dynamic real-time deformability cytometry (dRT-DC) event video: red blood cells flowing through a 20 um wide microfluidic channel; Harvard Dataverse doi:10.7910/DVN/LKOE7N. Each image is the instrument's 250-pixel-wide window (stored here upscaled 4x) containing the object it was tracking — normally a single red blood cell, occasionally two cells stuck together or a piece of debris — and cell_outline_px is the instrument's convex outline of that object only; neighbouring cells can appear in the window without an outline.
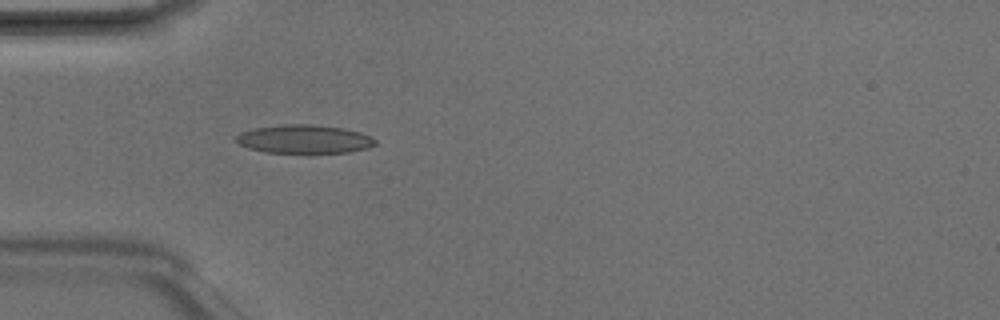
{"species": "Egyptian fruit bat (a non-hibernating species)", "species_latin": "Rousettus aegyptiacus", "temperature_condition": "room temperature", "stored_images_in_passage": 4, "camera_frame_rate_fps": 3000, "um_per_image_px": 0.085, "animal": {"sex": "male"}, "frame": {"image": 1, "passage_image": 4, "time_ms": 1.0, "image_size_px": [1000, 320], "cell_outline_px": [[376, 144], [364, 148], [348, 152], [264, 152], [248, 148], [240, 144], [236, 140], [236, 136], [240, 132], [252, 128], [284, 124], [312, 124], [344, 128], [360, 132], [376, 140]], "centroid_in_image_um": [25.81, 11.81], "position_along_channel_um": 59.2, "area_um2": 22.89}}